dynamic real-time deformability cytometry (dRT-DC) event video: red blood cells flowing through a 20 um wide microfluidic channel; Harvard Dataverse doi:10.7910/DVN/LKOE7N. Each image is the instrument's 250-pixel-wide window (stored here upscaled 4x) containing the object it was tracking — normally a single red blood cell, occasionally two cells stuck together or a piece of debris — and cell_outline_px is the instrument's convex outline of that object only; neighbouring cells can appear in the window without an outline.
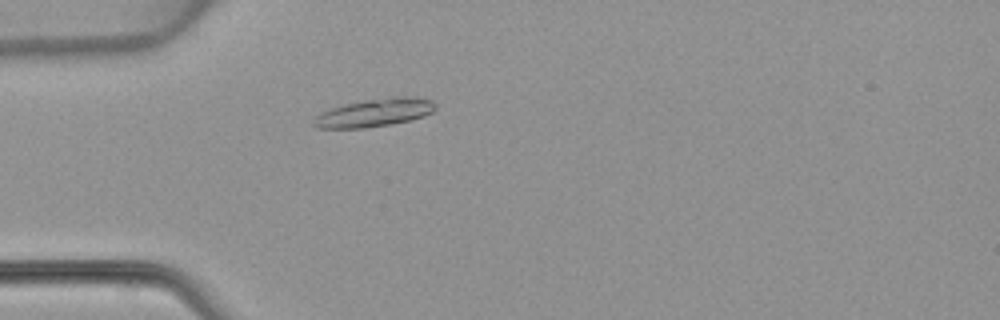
{"species": "common noctule bat (a hibernating species)", "species_latin": "Nyctalus noctula", "temperature_condition": "warm", "stored_images_in_passage": 47, "camera_frame_rate_fps": 3000, "um_per_image_px": 0.085, "animal": {"sex": "female", "body_mass_g": 22.7, "forearm_length_mm": 54.2}, "frame": {"image": 1, "passage_image": 13, "time_ms": 4.0, "image_size_px": [1000, 320], "cell_outline_px": [[436, 108], [432, 112], [424, 116], [412, 120], [364, 128], [316, 128], [312, 124], [312, 120], [320, 112], [344, 104], [364, 100], [392, 96], [416, 96], [432, 100], [436, 104]], "centroid_in_image_um": [31.84, 9.56], "position_along_channel_um": 53.2, "area_um2": 20.11}}
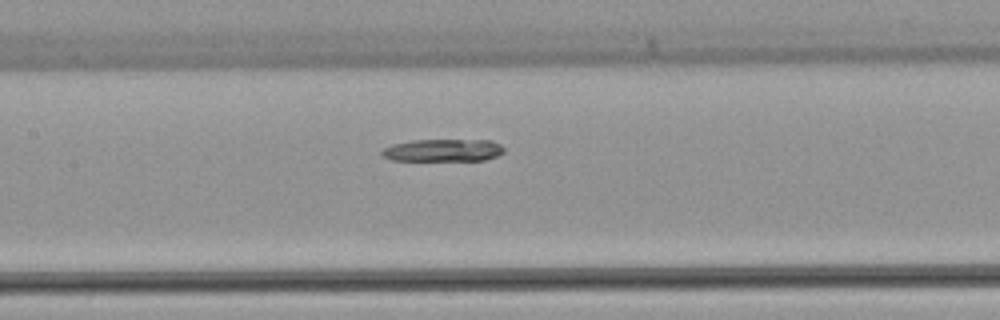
{"frame": {"image": 2, "passage_image": 22, "time_ms": 7.0, "image_size_px": [1000, 320], "cell_outline_px": [[504, 152], [496, 156], [484, 160], [392, 160], [384, 156], [380, 152], [384, 148], [392, 144], [412, 140], [492, 140], [500, 144], [504, 148]], "centroid_in_image_um": [37.68, 12.76], "position_along_channel_um": 169.7, "area_um2": 15.9}}
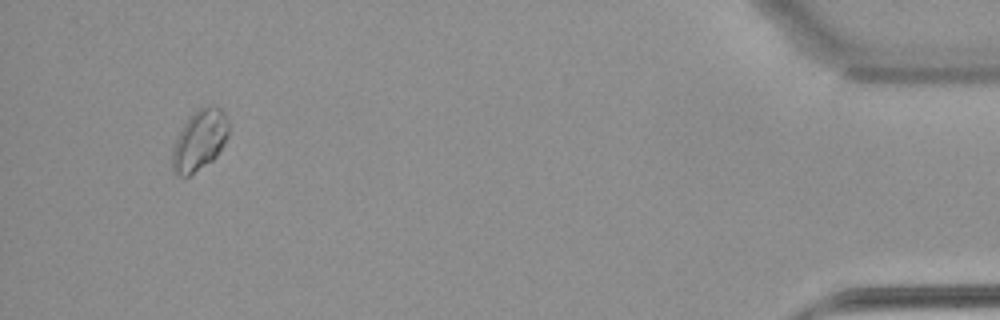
{"frame": {"image": 3, "passage_image": 45, "time_ms": 14.667, "image_size_px": [1000, 320], "cell_outline_px": [[228, 136], [224, 144], [216, 156], [212, 160], [188, 176], [180, 176], [172, 172], [172, 148], [184, 124], [196, 108], [208, 104], [212, 104], [220, 108], [224, 112], [228, 124]], "centroid_in_image_um": [16.96, 11.89], "position_along_channel_um": 418.2, "area_um2": 19.88}}